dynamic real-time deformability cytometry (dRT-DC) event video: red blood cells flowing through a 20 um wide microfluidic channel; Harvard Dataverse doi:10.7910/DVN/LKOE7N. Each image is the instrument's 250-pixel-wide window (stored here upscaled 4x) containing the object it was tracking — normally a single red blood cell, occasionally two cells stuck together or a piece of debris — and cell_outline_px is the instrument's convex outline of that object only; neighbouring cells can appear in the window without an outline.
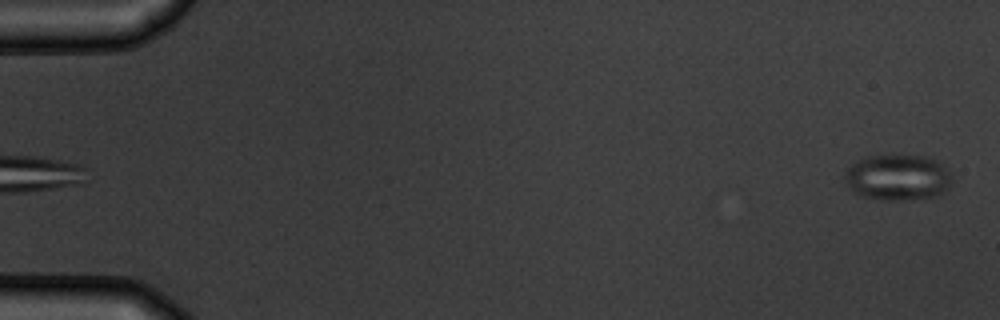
{"species": "common noctule bat (a hibernating species)", "species_latin": "Nyctalus noctula", "temperature_condition": "warm", "stored_images_in_passage": 4, "camera_frame_rate_fps": 3000, "um_per_image_px": 0.085, "animal": {"sex": "male", "body_mass_g": 19.5, "forearm_length_mm": 54.6}, "frame": {"image": 1, "passage_image": 4, "time_ms": 4.667, "image_size_px": [1000, 320], "cell_outline_px": [[952, 184], [948, 188], [936, 196], [892, 200], [884, 200], [860, 196], [852, 192], [848, 188], [844, 180], [844, 176], [848, 168], [852, 164], [868, 156], [892, 152], [924, 156], [940, 160], [952, 172]], "centroid_in_image_um": [76.33, 15.03], "position_along_channel_um": 8.7, "area_um2": 29.65}}